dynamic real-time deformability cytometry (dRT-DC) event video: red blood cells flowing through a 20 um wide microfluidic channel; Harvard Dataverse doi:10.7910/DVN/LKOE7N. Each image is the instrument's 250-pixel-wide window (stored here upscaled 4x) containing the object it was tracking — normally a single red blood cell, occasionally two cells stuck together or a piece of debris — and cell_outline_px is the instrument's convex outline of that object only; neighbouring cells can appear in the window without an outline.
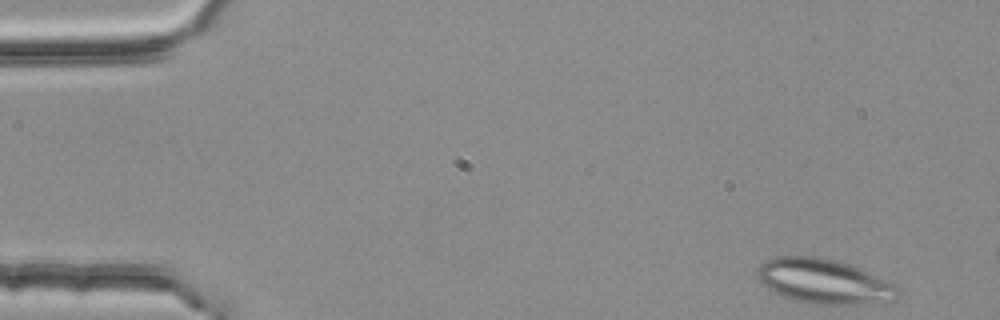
{"species": "common noctule bat (a hibernating species)", "species_latin": "Nyctalus noctula", "temperature_condition": "room temperature", "stored_images_in_passage": 8, "camera_frame_rate_fps": 3000, "um_per_image_px": 0.085, "animal": {"sex": "female", "body_mass_g": 25.1}, "frame": {"image": 1, "passage_image": 1, "time_ms": 0.0, "image_size_px": [1000, 320], "cell_outline_px": [[904, 292], [896, 300], [844, 304], [816, 304], [796, 300], [784, 296], [768, 288], [756, 276], [756, 268], [760, 264], [776, 256], [820, 256], [852, 264], [896, 284]], "centroid_in_image_um": [70.09, 23.89], "position_along_channel_um": 14.9, "area_um2": 36.76}}